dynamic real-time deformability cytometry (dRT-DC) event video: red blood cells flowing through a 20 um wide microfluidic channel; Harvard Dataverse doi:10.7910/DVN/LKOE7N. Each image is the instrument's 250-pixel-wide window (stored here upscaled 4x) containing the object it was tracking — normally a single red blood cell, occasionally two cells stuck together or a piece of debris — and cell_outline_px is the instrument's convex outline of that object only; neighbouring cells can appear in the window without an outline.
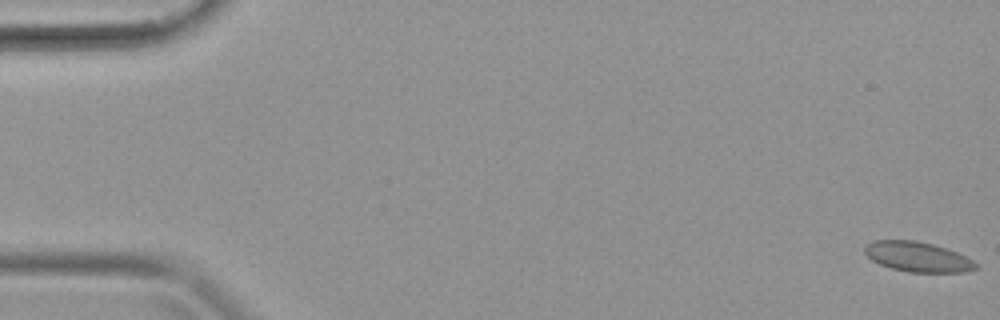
{"species": "common noctule bat (a hibernating species)", "species_latin": "Nyctalus noctula", "temperature_condition": "warm", "stored_images_in_passage": 42, "camera_frame_rate_fps": 3000, "um_per_image_px": 0.085, "animal": {"sex": "female", "body_mass_g": 19.9}, "frame": {"image": 1, "passage_image": 1, "time_ms": 0.0, "image_size_px": [1000, 320], "cell_outline_px": [[976, 268], [964, 272], [908, 272], [892, 268], [880, 264], [872, 260], [864, 252], [864, 248], [872, 240], [916, 240], [932, 244], [956, 252], [972, 260], [976, 264]], "centroid_in_image_um": [77.96, 21.82], "position_along_channel_um": 7.0, "area_um2": 19.13}}
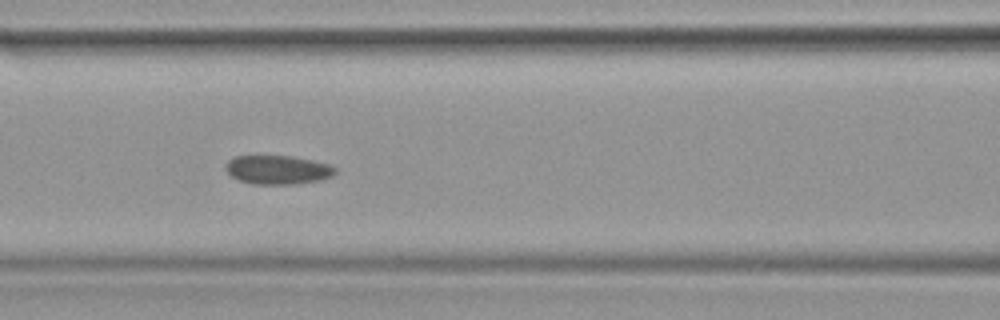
{"frame": {"image": 2, "passage_image": 18, "time_ms": 5.667, "image_size_px": [1000, 320], "cell_outline_px": [[336, 172], [332, 176], [320, 180], [296, 184], [252, 184], [240, 180], [232, 176], [224, 168], [224, 164], [228, 160], [236, 156], [292, 156], [332, 164], [336, 168]], "centroid_in_image_um": [23.62, 14.43], "position_along_channel_um": 143.0, "area_um2": 18.55}}
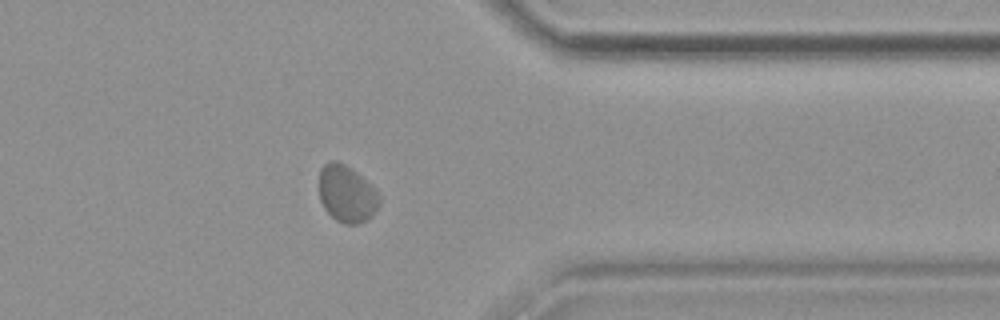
{"frame": {"image": 3, "passage_image": 33, "time_ms": 10.667, "image_size_px": [1000, 320], "cell_outline_px": [[380, 204], [372, 216], [356, 224], [344, 224], [336, 220], [324, 208], [320, 200], [320, 168], [324, 164], [332, 160], [336, 160], [344, 164], [356, 172], [372, 184], [380, 196]], "centroid_in_image_um": [29.49, 16.47], "position_along_channel_um": 381.9, "area_um2": 20.0}}